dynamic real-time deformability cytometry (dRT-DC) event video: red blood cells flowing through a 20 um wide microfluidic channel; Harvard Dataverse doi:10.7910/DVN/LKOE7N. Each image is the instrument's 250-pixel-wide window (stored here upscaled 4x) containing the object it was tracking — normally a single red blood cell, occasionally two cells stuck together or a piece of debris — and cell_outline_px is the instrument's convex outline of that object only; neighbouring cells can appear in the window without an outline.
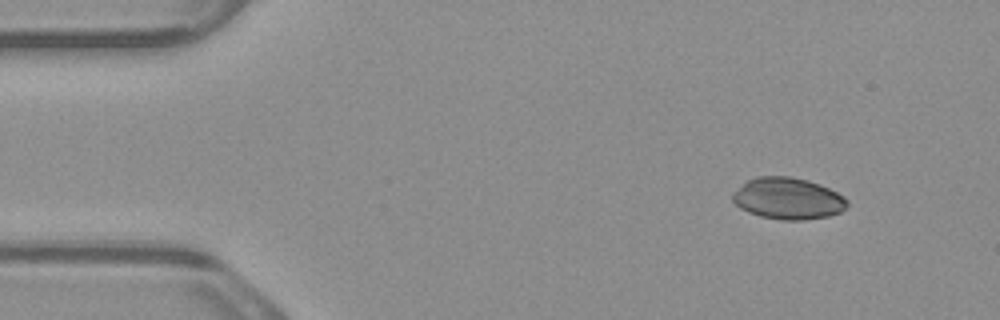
{"species": "common noctule bat (a hibernating species)", "species_latin": "Nyctalus noctula", "temperature_condition": "warm", "stored_images_in_passage": 4, "camera_frame_rate_fps": 3000, "um_per_image_px": 0.085, "animal": {"sex": "male", "body_mass_g": 23.1, "forearm_length_mm": 52.7}, "frame": {"image": 1, "passage_image": 1, "time_ms": 0.0, "image_size_px": [1000, 320], "cell_outline_px": [[848, 204], [840, 212], [828, 216], [804, 220], [780, 220], [760, 216], [748, 212], [740, 208], [732, 200], [732, 192], [748, 180], [756, 176], [792, 176], [808, 180], [820, 184], [844, 196], [848, 200]], "centroid_in_image_um": [66.96, 16.87], "position_along_channel_um": 18.0, "area_um2": 27.92}}
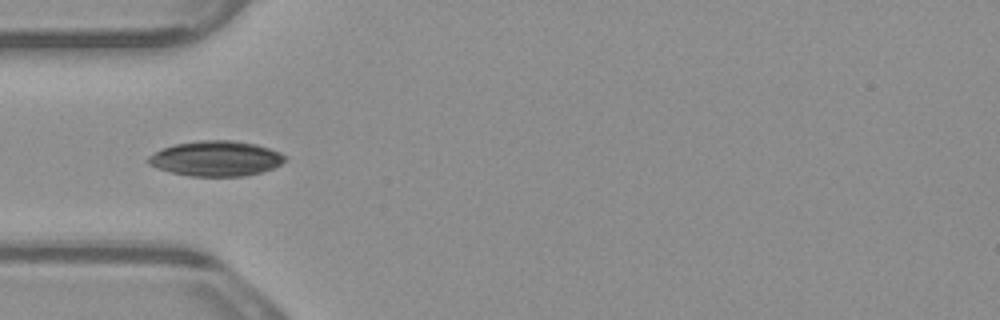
{"frame": {"image": 2, "passage_image": 4, "time_ms": 1.0, "image_size_px": [1000, 320], "cell_outline_px": [[288, 156], [280, 164], [272, 168], [260, 172], [244, 176], [188, 176], [156, 168], [148, 164], [144, 160], [148, 156], [164, 148], [176, 144], [200, 140], [232, 140], [256, 144], [280, 152]], "centroid_in_image_um": [18.34, 13.47], "position_along_channel_um": 66.7, "area_um2": 27.98}}